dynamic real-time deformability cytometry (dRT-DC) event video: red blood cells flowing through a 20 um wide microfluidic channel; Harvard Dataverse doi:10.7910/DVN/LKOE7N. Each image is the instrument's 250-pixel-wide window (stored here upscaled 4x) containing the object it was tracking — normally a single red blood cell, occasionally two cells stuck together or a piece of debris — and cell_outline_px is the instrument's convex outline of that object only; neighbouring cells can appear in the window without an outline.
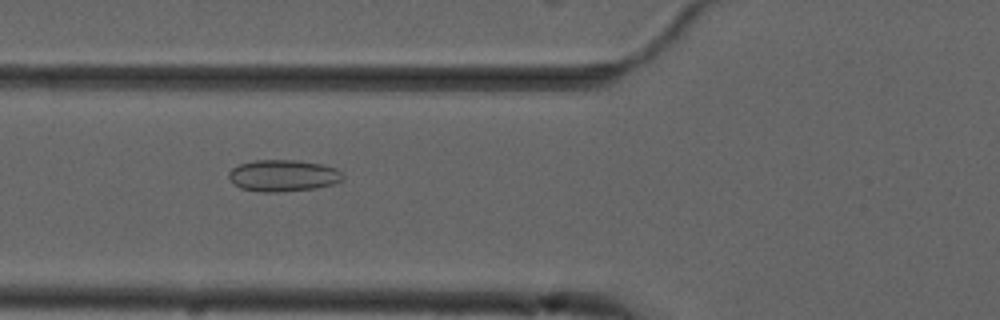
{"species": "common noctule bat (a hibernating species)", "species_latin": "Nyctalus noctula", "temperature_condition": "cold", "stored_images_in_passage": 55, "camera_frame_rate_fps": 3000, "um_per_image_px": 0.085, "animal": {"sex": "male", "forearm_length_mm": 52.5}, "frame": {"image": 1, "passage_image": 21, "time_ms": 6.667, "image_size_px": [1000, 320], "cell_outline_px": [[344, 180], [332, 184], [316, 188], [280, 192], [260, 192], [240, 188], [232, 184], [228, 176], [228, 172], [232, 168], [240, 164], [256, 160], [296, 160], [320, 164], [336, 168], [344, 172]], "centroid_in_image_um": [24.07, 14.93], "position_along_channel_um": 101.7, "area_um2": 21.27}}
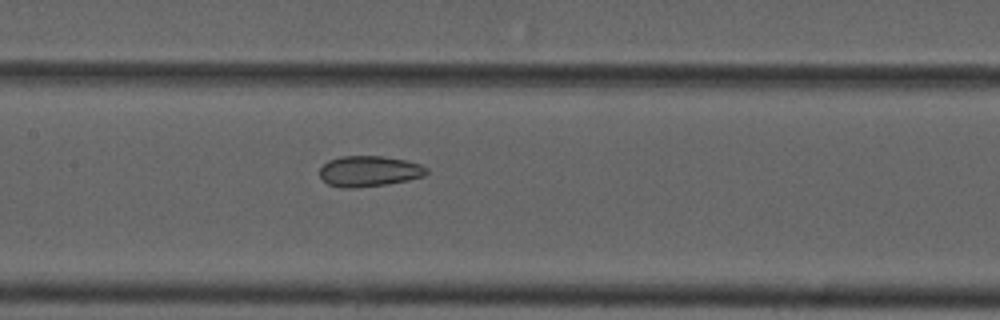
{"frame": {"image": 2, "passage_image": 27, "time_ms": 8.667, "image_size_px": [1000, 320], "cell_outline_px": [[428, 172], [424, 176], [408, 180], [388, 184], [352, 188], [344, 188], [328, 184], [320, 176], [320, 168], [328, 160], [340, 156], [380, 156], [408, 160], [420, 164], [428, 168]], "centroid_in_image_um": [31.39, 14.54], "position_along_channel_um": 176.0, "area_um2": 19.19}}
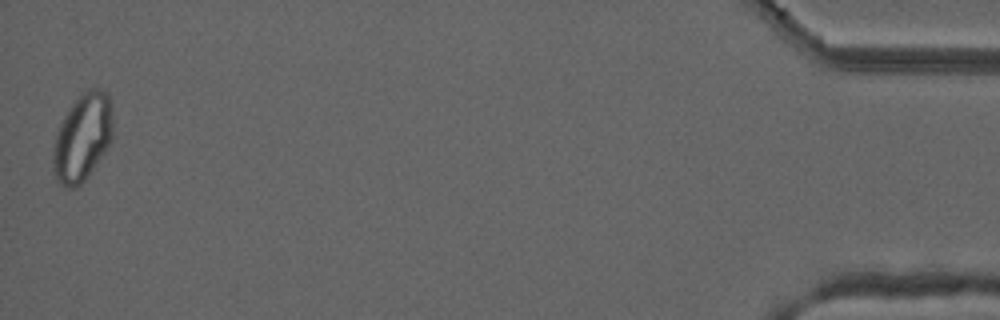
{"frame": {"image": 3, "passage_image": 55, "time_ms": 18.0, "image_size_px": [1000, 320], "cell_outline_px": [[112, 140], [104, 152], [84, 180], [76, 188], [64, 188], [60, 184], [52, 172], [52, 152], [56, 136], [60, 124], [64, 116], [72, 104], [88, 88], [100, 88], [108, 92], [112, 100]], "centroid_in_image_um": [7.01, 11.67], "position_along_channel_um": 428.2, "area_um2": 30.58}, "authors_computed_cell_mechanics": {"area_um2": 25.0852, "velocity_mm_per_s": 3.6965, "shape_relaxation_time_tau1_ms": null, "shape_relaxation_time_tau2_ms": 2.4254, "deformation_change_tau1": null, "deformation_change_tau2": 0.072}}